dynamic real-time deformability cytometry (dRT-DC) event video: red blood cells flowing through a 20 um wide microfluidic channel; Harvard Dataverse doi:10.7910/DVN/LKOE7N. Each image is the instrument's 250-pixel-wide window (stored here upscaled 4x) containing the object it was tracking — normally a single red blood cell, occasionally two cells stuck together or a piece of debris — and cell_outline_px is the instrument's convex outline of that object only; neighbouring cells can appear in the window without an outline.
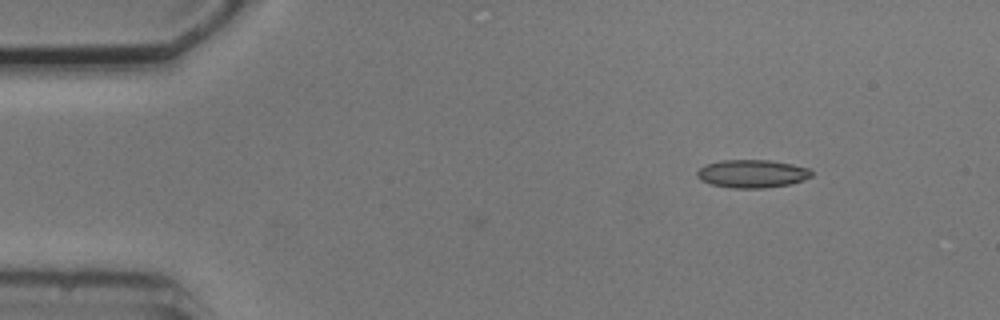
{"species": "common noctule bat (a hibernating species)", "species_latin": "Nyctalus noctula", "temperature_condition": "cold", "stored_images_in_passage": 3, "camera_frame_rate_fps": 3000, "um_per_image_px": 0.085, "animal": {"sex": "male", "body_mass_g": 20.5, "forearm_length_mm": 52.5}, "frame": {"image": 1, "passage_image": 3, "time_ms": 3.0, "image_size_px": [1000, 320], "cell_outline_px": [[812, 176], [804, 180], [792, 184], [764, 188], [732, 188], [712, 184], [700, 180], [696, 176], [696, 172], [704, 164], [720, 160], [768, 160], [792, 164], [808, 168], [812, 172]], "centroid_in_image_um": [63.92, 14.76], "position_along_channel_um": 21.1, "area_um2": 18.84}}